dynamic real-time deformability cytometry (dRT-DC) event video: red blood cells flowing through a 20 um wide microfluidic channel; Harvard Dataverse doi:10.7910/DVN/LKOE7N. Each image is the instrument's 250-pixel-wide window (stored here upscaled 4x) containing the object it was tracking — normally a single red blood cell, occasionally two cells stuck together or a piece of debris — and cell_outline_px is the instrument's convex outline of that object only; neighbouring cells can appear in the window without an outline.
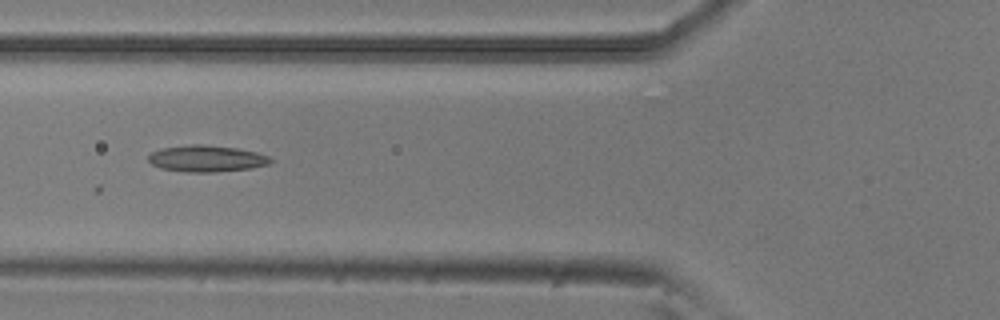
{"species": "common noctule bat (a hibernating species)", "species_latin": "Nyctalus noctula", "temperature_condition": "room temperature", "stored_images_in_passage": 4, "camera_frame_rate_fps": 3000, "um_per_image_px": 0.085, "animal": {"sex": "male", "body_mass_g": 20.5, "forearm_length_mm": 52.5}, "frame": {"image": 1, "passage_image": 2, "time_ms": 0.333, "image_size_px": [1000, 320], "cell_outline_px": [[272, 160], [268, 164], [252, 168], [212, 172], [184, 172], [160, 168], [152, 164], [148, 160], [148, 156], [152, 152], [160, 148], [188, 144], [204, 144], [236, 148], [256, 152], [268, 156]], "centroid_in_image_um": [17.51, 13.47], "position_along_channel_um": 108.3, "area_um2": 18.9}}
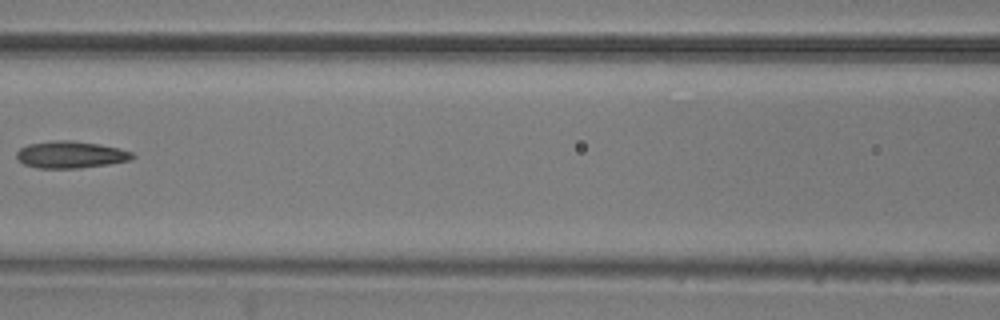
{"frame": {"image": 2, "passage_image": 3, "time_ms": 0.667, "image_size_px": [1000, 320], "cell_outline_px": [[136, 156], [132, 160], [108, 164], [76, 168], [36, 168], [24, 164], [16, 156], [16, 152], [20, 148], [28, 144], [52, 140], [72, 140], [120, 148], [132, 152]], "centroid_in_image_um": [6.01, 13.14], "position_along_channel_um": 160.6, "area_um2": 18.21}}